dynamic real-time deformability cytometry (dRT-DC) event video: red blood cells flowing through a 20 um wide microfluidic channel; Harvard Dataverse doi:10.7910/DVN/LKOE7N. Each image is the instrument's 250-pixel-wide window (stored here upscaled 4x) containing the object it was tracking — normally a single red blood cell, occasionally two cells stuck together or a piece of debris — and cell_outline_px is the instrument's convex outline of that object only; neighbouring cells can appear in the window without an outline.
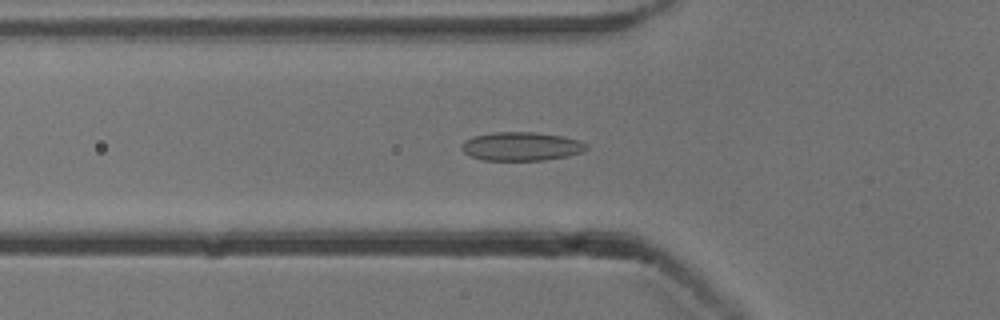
{"species": "common noctule bat (a hibernating species)", "species_latin": "Nyctalus noctula", "temperature_condition": "cold", "stored_images_in_passage": 53, "camera_frame_rate_fps": 3000, "um_per_image_px": 0.085, "animal": {"sex": "male", "body_mass_g": 13.3}, "frame": {"image": 1, "passage_image": 18, "time_ms": 5.667, "image_size_px": [1000, 320], "cell_outline_px": [[588, 148], [584, 152], [568, 156], [544, 160], [484, 160], [472, 156], [464, 152], [460, 148], [460, 144], [464, 140], [472, 136], [492, 132], [536, 132], [560, 136], [576, 140], [588, 144]], "centroid_in_image_um": [44.29, 12.44], "position_along_channel_um": 81.5, "area_um2": 20.92}}
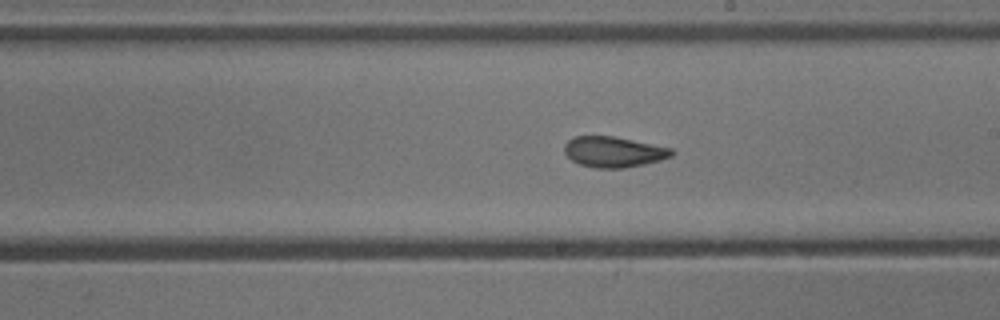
{"frame": {"image": 2, "passage_image": 30, "time_ms": 9.667, "image_size_px": [1000, 320], "cell_outline_px": [[676, 152], [672, 156], [660, 160], [644, 164], [624, 168], [596, 168], [580, 164], [572, 160], [564, 152], [564, 144], [568, 140], [576, 136], [612, 136], [672, 148]], "centroid_in_image_um": [52.16, 12.91], "position_along_channel_um": 236.8, "area_um2": 19.07}}
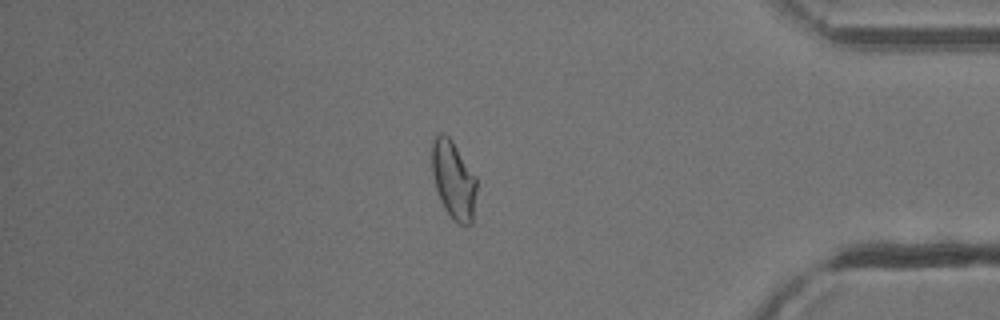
{"frame": {"image": 3, "passage_image": 45, "time_ms": 14.667, "image_size_px": [1000, 320], "cell_outline_px": [[476, 192], [472, 224], [460, 224], [452, 220], [444, 208], [440, 200], [432, 176], [432, 140], [440, 132], [444, 132], [452, 140], [476, 176]], "centroid_in_image_um": [38.54, 15.28], "position_along_channel_um": 396.7, "area_um2": 20.46}, "authors_computed_cell_mechanics": {"area_um2": 20.2878, "velocity_mm_per_s": 3.8526, "shape_relaxation_time_tau1_ms": 8.2358, "shape_relaxation_time_tau2_ms": 1.6206, "deformation_change_tau1": 0.157, "deformation_change_tau2": 0.0608}}